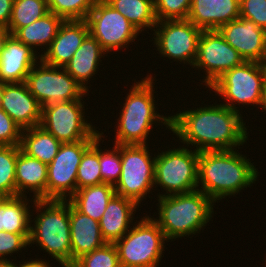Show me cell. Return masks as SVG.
<instances>
[{"instance_id": "obj_14", "label": "cell", "mask_w": 266, "mask_h": 267, "mask_svg": "<svg viewBox=\"0 0 266 267\" xmlns=\"http://www.w3.org/2000/svg\"><path fill=\"white\" fill-rule=\"evenodd\" d=\"M93 142L81 140L61 144L57 155L47 165L46 200H68L77 191L78 166Z\"/></svg>"}, {"instance_id": "obj_20", "label": "cell", "mask_w": 266, "mask_h": 267, "mask_svg": "<svg viewBox=\"0 0 266 267\" xmlns=\"http://www.w3.org/2000/svg\"><path fill=\"white\" fill-rule=\"evenodd\" d=\"M240 0H191L188 20L202 31L217 30L240 17Z\"/></svg>"}, {"instance_id": "obj_4", "label": "cell", "mask_w": 266, "mask_h": 267, "mask_svg": "<svg viewBox=\"0 0 266 267\" xmlns=\"http://www.w3.org/2000/svg\"><path fill=\"white\" fill-rule=\"evenodd\" d=\"M158 217L153 220L167 240L200 233L211 221L214 201L201 190L158 197ZM188 235V236H187Z\"/></svg>"}, {"instance_id": "obj_8", "label": "cell", "mask_w": 266, "mask_h": 267, "mask_svg": "<svg viewBox=\"0 0 266 267\" xmlns=\"http://www.w3.org/2000/svg\"><path fill=\"white\" fill-rule=\"evenodd\" d=\"M155 158L146 144L121 145V176L114 186L116 195L141 204L154 189Z\"/></svg>"}, {"instance_id": "obj_32", "label": "cell", "mask_w": 266, "mask_h": 267, "mask_svg": "<svg viewBox=\"0 0 266 267\" xmlns=\"http://www.w3.org/2000/svg\"><path fill=\"white\" fill-rule=\"evenodd\" d=\"M20 146L0 145V193L5 197L16 196L15 168Z\"/></svg>"}, {"instance_id": "obj_28", "label": "cell", "mask_w": 266, "mask_h": 267, "mask_svg": "<svg viewBox=\"0 0 266 267\" xmlns=\"http://www.w3.org/2000/svg\"><path fill=\"white\" fill-rule=\"evenodd\" d=\"M61 142L40 125L23 129L20 149L29 157L50 164L57 155Z\"/></svg>"}, {"instance_id": "obj_5", "label": "cell", "mask_w": 266, "mask_h": 267, "mask_svg": "<svg viewBox=\"0 0 266 267\" xmlns=\"http://www.w3.org/2000/svg\"><path fill=\"white\" fill-rule=\"evenodd\" d=\"M32 202L37 216L31 220L34 223L30 225L29 246L36 243L62 267H71L69 201L33 199Z\"/></svg>"}, {"instance_id": "obj_22", "label": "cell", "mask_w": 266, "mask_h": 267, "mask_svg": "<svg viewBox=\"0 0 266 267\" xmlns=\"http://www.w3.org/2000/svg\"><path fill=\"white\" fill-rule=\"evenodd\" d=\"M136 208L138 209L139 205L129 198L115 194L110 199L99 221L101 234L106 243H115L129 231L133 225Z\"/></svg>"}, {"instance_id": "obj_42", "label": "cell", "mask_w": 266, "mask_h": 267, "mask_svg": "<svg viewBox=\"0 0 266 267\" xmlns=\"http://www.w3.org/2000/svg\"><path fill=\"white\" fill-rule=\"evenodd\" d=\"M10 35L11 34L7 31L6 28H4L3 26H0V56H1V52L3 51L5 42Z\"/></svg>"}, {"instance_id": "obj_27", "label": "cell", "mask_w": 266, "mask_h": 267, "mask_svg": "<svg viewBox=\"0 0 266 267\" xmlns=\"http://www.w3.org/2000/svg\"><path fill=\"white\" fill-rule=\"evenodd\" d=\"M29 202L27 196L5 197L0 203V231L30 234L33 215Z\"/></svg>"}, {"instance_id": "obj_15", "label": "cell", "mask_w": 266, "mask_h": 267, "mask_svg": "<svg viewBox=\"0 0 266 267\" xmlns=\"http://www.w3.org/2000/svg\"><path fill=\"white\" fill-rule=\"evenodd\" d=\"M245 60L217 30L202 31L198 40L194 69H204L203 86L208 88L226 71L240 66Z\"/></svg>"}, {"instance_id": "obj_40", "label": "cell", "mask_w": 266, "mask_h": 267, "mask_svg": "<svg viewBox=\"0 0 266 267\" xmlns=\"http://www.w3.org/2000/svg\"><path fill=\"white\" fill-rule=\"evenodd\" d=\"M14 0H0V26L8 27Z\"/></svg>"}, {"instance_id": "obj_34", "label": "cell", "mask_w": 266, "mask_h": 267, "mask_svg": "<svg viewBox=\"0 0 266 267\" xmlns=\"http://www.w3.org/2000/svg\"><path fill=\"white\" fill-rule=\"evenodd\" d=\"M71 267H121L114 243H106L77 259Z\"/></svg>"}, {"instance_id": "obj_2", "label": "cell", "mask_w": 266, "mask_h": 267, "mask_svg": "<svg viewBox=\"0 0 266 267\" xmlns=\"http://www.w3.org/2000/svg\"><path fill=\"white\" fill-rule=\"evenodd\" d=\"M236 149L199 152L198 190L214 202L236 196L241 190L252 186L259 172L254 162ZM250 161V162H249ZM252 184V185H251Z\"/></svg>"}, {"instance_id": "obj_23", "label": "cell", "mask_w": 266, "mask_h": 267, "mask_svg": "<svg viewBox=\"0 0 266 267\" xmlns=\"http://www.w3.org/2000/svg\"><path fill=\"white\" fill-rule=\"evenodd\" d=\"M15 179L16 196H27L26 193L30 191L33 192L35 200H46L47 164L20 150L17 155Z\"/></svg>"}, {"instance_id": "obj_7", "label": "cell", "mask_w": 266, "mask_h": 267, "mask_svg": "<svg viewBox=\"0 0 266 267\" xmlns=\"http://www.w3.org/2000/svg\"><path fill=\"white\" fill-rule=\"evenodd\" d=\"M199 151L188 149V146L161 151L155 158L154 187H160L169 196L188 193L198 189ZM158 185V186H157Z\"/></svg>"}, {"instance_id": "obj_37", "label": "cell", "mask_w": 266, "mask_h": 267, "mask_svg": "<svg viewBox=\"0 0 266 267\" xmlns=\"http://www.w3.org/2000/svg\"><path fill=\"white\" fill-rule=\"evenodd\" d=\"M30 234H15L0 231V262H10L6 256L29 247Z\"/></svg>"}, {"instance_id": "obj_6", "label": "cell", "mask_w": 266, "mask_h": 267, "mask_svg": "<svg viewBox=\"0 0 266 267\" xmlns=\"http://www.w3.org/2000/svg\"><path fill=\"white\" fill-rule=\"evenodd\" d=\"M114 244L121 267H157L162 260L165 241L163 231L152 216L142 217Z\"/></svg>"}, {"instance_id": "obj_38", "label": "cell", "mask_w": 266, "mask_h": 267, "mask_svg": "<svg viewBox=\"0 0 266 267\" xmlns=\"http://www.w3.org/2000/svg\"><path fill=\"white\" fill-rule=\"evenodd\" d=\"M22 130L23 129L0 108V145H20Z\"/></svg>"}, {"instance_id": "obj_1", "label": "cell", "mask_w": 266, "mask_h": 267, "mask_svg": "<svg viewBox=\"0 0 266 267\" xmlns=\"http://www.w3.org/2000/svg\"><path fill=\"white\" fill-rule=\"evenodd\" d=\"M246 127L242 114L222 103L184 109L171 116L173 134L199 152L236 149L247 143Z\"/></svg>"}, {"instance_id": "obj_33", "label": "cell", "mask_w": 266, "mask_h": 267, "mask_svg": "<svg viewBox=\"0 0 266 267\" xmlns=\"http://www.w3.org/2000/svg\"><path fill=\"white\" fill-rule=\"evenodd\" d=\"M96 0H47L48 9L68 20H86Z\"/></svg>"}, {"instance_id": "obj_13", "label": "cell", "mask_w": 266, "mask_h": 267, "mask_svg": "<svg viewBox=\"0 0 266 267\" xmlns=\"http://www.w3.org/2000/svg\"><path fill=\"white\" fill-rule=\"evenodd\" d=\"M86 21L89 33L107 53L126 48L141 33L105 0H96Z\"/></svg>"}, {"instance_id": "obj_12", "label": "cell", "mask_w": 266, "mask_h": 267, "mask_svg": "<svg viewBox=\"0 0 266 267\" xmlns=\"http://www.w3.org/2000/svg\"><path fill=\"white\" fill-rule=\"evenodd\" d=\"M156 28V29H155ZM153 38L160 56L173 59L180 64L194 65L198 40L202 30L188 19L157 21Z\"/></svg>"}, {"instance_id": "obj_9", "label": "cell", "mask_w": 266, "mask_h": 267, "mask_svg": "<svg viewBox=\"0 0 266 267\" xmlns=\"http://www.w3.org/2000/svg\"><path fill=\"white\" fill-rule=\"evenodd\" d=\"M265 78L260 62L245 61L226 71L209 89L225 100L223 105L240 113L236 103L247 107L260 105Z\"/></svg>"}, {"instance_id": "obj_25", "label": "cell", "mask_w": 266, "mask_h": 267, "mask_svg": "<svg viewBox=\"0 0 266 267\" xmlns=\"http://www.w3.org/2000/svg\"><path fill=\"white\" fill-rule=\"evenodd\" d=\"M64 21L63 18L49 11L39 20L19 28L13 36L20 42L29 46L36 53L38 52L36 51L38 47L41 49L43 48L44 51L42 53H44L45 49L50 46L53 39L56 37Z\"/></svg>"}, {"instance_id": "obj_3", "label": "cell", "mask_w": 266, "mask_h": 267, "mask_svg": "<svg viewBox=\"0 0 266 267\" xmlns=\"http://www.w3.org/2000/svg\"><path fill=\"white\" fill-rule=\"evenodd\" d=\"M153 81L155 79L150 74L141 81L135 80L129 89L116 122L118 126H115L116 145H147L148 135L154 128V123H161L171 130V116L165 117L156 111Z\"/></svg>"}, {"instance_id": "obj_47", "label": "cell", "mask_w": 266, "mask_h": 267, "mask_svg": "<svg viewBox=\"0 0 266 267\" xmlns=\"http://www.w3.org/2000/svg\"><path fill=\"white\" fill-rule=\"evenodd\" d=\"M1 93H2V83H0V99H1Z\"/></svg>"}, {"instance_id": "obj_29", "label": "cell", "mask_w": 266, "mask_h": 267, "mask_svg": "<svg viewBox=\"0 0 266 267\" xmlns=\"http://www.w3.org/2000/svg\"><path fill=\"white\" fill-rule=\"evenodd\" d=\"M119 11L140 32L145 28L153 30L157 19L154 11V0H105ZM144 29V30H143Z\"/></svg>"}, {"instance_id": "obj_36", "label": "cell", "mask_w": 266, "mask_h": 267, "mask_svg": "<svg viewBox=\"0 0 266 267\" xmlns=\"http://www.w3.org/2000/svg\"><path fill=\"white\" fill-rule=\"evenodd\" d=\"M191 0H154L157 21L187 19Z\"/></svg>"}, {"instance_id": "obj_11", "label": "cell", "mask_w": 266, "mask_h": 267, "mask_svg": "<svg viewBox=\"0 0 266 267\" xmlns=\"http://www.w3.org/2000/svg\"><path fill=\"white\" fill-rule=\"evenodd\" d=\"M25 83L42 107L56 102L83 100L82 97L88 94L64 67L50 66L40 59L28 73Z\"/></svg>"}, {"instance_id": "obj_46", "label": "cell", "mask_w": 266, "mask_h": 267, "mask_svg": "<svg viewBox=\"0 0 266 267\" xmlns=\"http://www.w3.org/2000/svg\"><path fill=\"white\" fill-rule=\"evenodd\" d=\"M5 198V196H3L1 193H0V203L1 201Z\"/></svg>"}, {"instance_id": "obj_45", "label": "cell", "mask_w": 266, "mask_h": 267, "mask_svg": "<svg viewBox=\"0 0 266 267\" xmlns=\"http://www.w3.org/2000/svg\"><path fill=\"white\" fill-rule=\"evenodd\" d=\"M0 267H17L16 263L10 262H0Z\"/></svg>"}, {"instance_id": "obj_39", "label": "cell", "mask_w": 266, "mask_h": 267, "mask_svg": "<svg viewBox=\"0 0 266 267\" xmlns=\"http://www.w3.org/2000/svg\"><path fill=\"white\" fill-rule=\"evenodd\" d=\"M240 17L266 30V0H240Z\"/></svg>"}, {"instance_id": "obj_41", "label": "cell", "mask_w": 266, "mask_h": 267, "mask_svg": "<svg viewBox=\"0 0 266 267\" xmlns=\"http://www.w3.org/2000/svg\"><path fill=\"white\" fill-rule=\"evenodd\" d=\"M30 260L22 262V264L19 263L17 267H52L51 265L49 266V262L47 261L45 262L41 259H36V260L30 259Z\"/></svg>"}, {"instance_id": "obj_35", "label": "cell", "mask_w": 266, "mask_h": 267, "mask_svg": "<svg viewBox=\"0 0 266 267\" xmlns=\"http://www.w3.org/2000/svg\"><path fill=\"white\" fill-rule=\"evenodd\" d=\"M99 147V164L102 183L115 186L121 176V145L114 144L113 149L103 151Z\"/></svg>"}, {"instance_id": "obj_16", "label": "cell", "mask_w": 266, "mask_h": 267, "mask_svg": "<svg viewBox=\"0 0 266 267\" xmlns=\"http://www.w3.org/2000/svg\"><path fill=\"white\" fill-rule=\"evenodd\" d=\"M217 31L245 61L260 62L266 50V30L242 17L220 26Z\"/></svg>"}, {"instance_id": "obj_10", "label": "cell", "mask_w": 266, "mask_h": 267, "mask_svg": "<svg viewBox=\"0 0 266 267\" xmlns=\"http://www.w3.org/2000/svg\"><path fill=\"white\" fill-rule=\"evenodd\" d=\"M82 101L70 100L44 105L40 126L61 143L95 140L101 133L92 123L87 122Z\"/></svg>"}, {"instance_id": "obj_26", "label": "cell", "mask_w": 266, "mask_h": 267, "mask_svg": "<svg viewBox=\"0 0 266 267\" xmlns=\"http://www.w3.org/2000/svg\"><path fill=\"white\" fill-rule=\"evenodd\" d=\"M115 194L113 185L101 183L78 189L68 200L79 212L99 222Z\"/></svg>"}, {"instance_id": "obj_31", "label": "cell", "mask_w": 266, "mask_h": 267, "mask_svg": "<svg viewBox=\"0 0 266 267\" xmlns=\"http://www.w3.org/2000/svg\"><path fill=\"white\" fill-rule=\"evenodd\" d=\"M103 132L94 140L93 144L84 152L77 170V190L102 183L99 164V146Z\"/></svg>"}, {"instance_id": "obj_19", "label": "cell", "mask_w": 266, "mask_h": 267, "mask_svg": "<svg viewBox=\"0 0 266 267\" xmlns=\"http://www.w3.org/2000/svg\"><path fill=\"white\" fill-rule=\"evenodd\" d=\"M40 55L10 35L0 56V83H22Z\"/></svg>"}, {"instance_id": "obj_17", "label": "cell", "mask_w": 266, "mask_h": 267, "mask_svg": "<svg viewBox=\"0 0 266 267\" xmlns=\"http://www.w3.org/2000/svg\"><path fill=\"white\" fill-rule=\"evenodd\" d=\"M0 108L22 129L40 125L42 106L25 82L2 83Z\"/></svg>"}, {"instance_id": "obj_43", "label": "cell", "mask_w": 266, "mask_h": 267, "mask_svg": "<svg viewBox=\"0 0 266 267\" xmlns=\"http://www.w3.org/2000/svg\"><path fill=\"white\" fill-rule=\"evenodd\" d=\"M258 107H261L264 109V111L266 112V78L263 84V91H262V95H261V102L260 105Z\"/></svg>"}, {"instance_id": "obj_24", "label": "cell", "mask_w": 266, "mask_h": 267, "mask_svg": "<svg viewBox=\"0 0 266 267\" xmlns=\"http://www.w3.org/2000/svg\"><path fill=\"white\" fill-rule=\"evenodd\" d=\"M106 54L100 43L89 33L64 69L89 92L86 84L97 74L98 66L101 65L99 62L102 61L100 58L107 56Z\"/></svg>"}, {"instance_id": "obj_44", "label": "cell", "mask_w": 266, "mask_h": 267, "mask_svg": "<svg viewBox=\"0 0 266 267\" xmlns=\"http://www.w3.org/2000/svg\"><path fill=\"white\" fill-rule=\"evenodd\" d=\"M260 64H261L262 70H263L265 77H266V50L264 52L262 60L260 61Z\"/></svg>"}, {"instance_id": "obj_21", "label": "cell", "mask_w": 266, "mask_h": 267, "mask_svg": "<svg viewBox=\"0 0 266 267\" xmlns=\"http://www.w3.org/2000/svg\"><path fill=\"white\" fill-rule=\"evenodd\" d=\"M71 266L81 256L106 244L99 222L79 212L69 202Z\"/></svg>"}, {"instance_id": "obj_30", "label": "cell", "mask_w": 266, "mask_h": 267, "mask_svg": "<svg viewBox=\"0 0 266 267\" xmlns=\"http://www.w3.org/2000/svg\"><path fill=\"white\" fill-rule=\"evenodd\" d=\"M49 12L47 0H14L11 18L6 28L13 35Z\"/></svg>"}, {"instance_id": "obj_18", "label": "cell", "mask_w": 266, "mask_h": 267, "mask_svg": "<svg viewBox=\"0 0 266 267\" xmlns=\"http://www.w3.org/2000/svg\"><path fill=\"white\" fill-rule=\"evenodd\" d=\"M88 34L86 20L64 21L50 46L40 54V60L50 66L64 67Z\"/></svg>"}]
</instances>
